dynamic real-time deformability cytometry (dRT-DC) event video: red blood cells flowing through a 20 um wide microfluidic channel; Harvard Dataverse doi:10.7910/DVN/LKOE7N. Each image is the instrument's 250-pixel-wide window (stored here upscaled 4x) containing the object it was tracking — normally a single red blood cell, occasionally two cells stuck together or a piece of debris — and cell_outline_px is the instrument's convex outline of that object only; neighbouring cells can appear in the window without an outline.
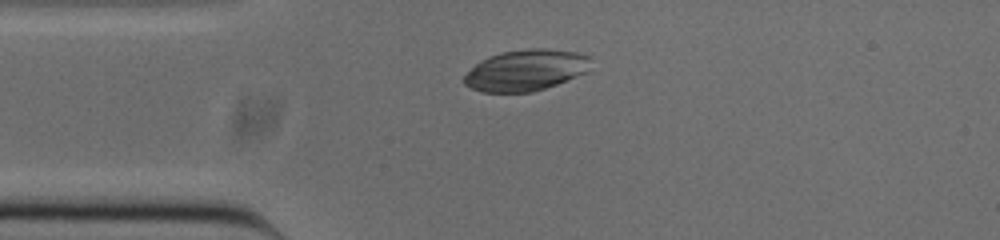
{"species": "common noctule bat (a hibernating species)", "species_latin": "Nyctalus noctula", "temperature_condition": "cold", "stored_images_in_passage": 41, "camera_frame_rate_fps": 3000, "um_per_image_px": 0.085, "animal": {"sex": "male", "body_mass_g": 20.0, "forearm_length_mm": 53.3}, "frame": {"image": 1, "passage_image": 1, "time_ms": 0.0, "image_size_px": [1000, 240], "cell_outline_px": [[588, 72], [556, 84], [532, 92], [484, 92], [472, 88], [464, 84], [464, 76], [476, 64], [488, 56], [500, 52], [528, 48], [548, 48], [576, 52], [588, 56]], "centroid_in_image_um": [44.68, 5.96], "position_along_channel_um": 40.3, "area_um2": 30.17}}